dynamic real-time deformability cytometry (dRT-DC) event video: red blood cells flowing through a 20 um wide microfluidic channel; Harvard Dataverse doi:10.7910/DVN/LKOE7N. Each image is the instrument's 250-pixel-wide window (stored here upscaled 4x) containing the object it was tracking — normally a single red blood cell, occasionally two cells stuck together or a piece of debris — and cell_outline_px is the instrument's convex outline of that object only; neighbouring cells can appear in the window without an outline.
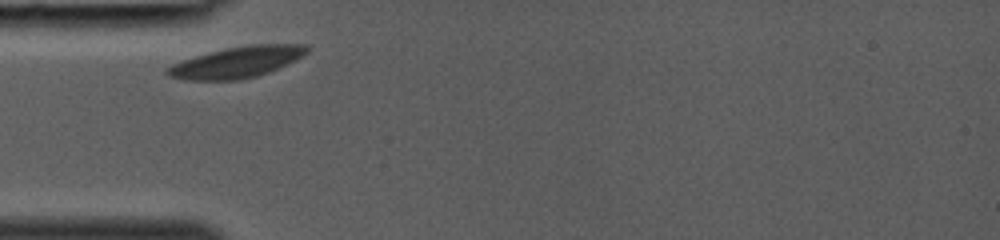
{"species": "common noctule bat (a hibernating species)", "species_latin": "Nyctalus noctula", "temperature_condition": "room temperature", "stored_images_in_passage": 23, "camera_frame_rate_fps": 3000, "um_per_image_px": 0.085, "animal": {"sex": "female", "body_mass_g": 19.0, "forearm_length_mm": 53.3}, "frame": {"image": 1, "passage_image": 1, "time_ms": 0.0, "image_size_px": [1000, 240], "cell_outline_px": [[308, 52], [304, 56], [288, 64], [268, 72], [256, 76], [240, 80], [184, 80], [168, 76], [164, 72], [164, 68], [172, 64], [196, 56], [228, 48], [252, 44], [304, 44], [308, 48]], "centroid_in_image_um": [20.13, 5.3], "position_along_channel_um": 64.9, "area_um2": 25.2}}
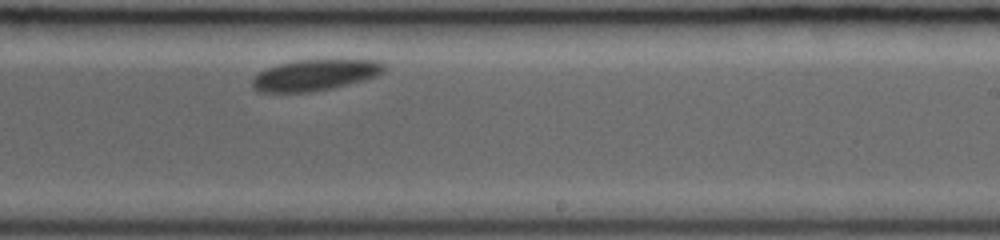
{"frame": {"image": 2, "passage_image": 14, "time_ms": 4.333, "image_size_px": [1000, 240], "cell_outline_px": [[388, 68], [384, 72], [376, 76], [332, 88], [308, 92], [260, 92], [252, 84], [252, 80], [264, 68], [296, 60], [384, 60]], "centroid_in_image_um": [26.83, 6.36], "position_along_channel_um": 262.2, "area_um2": 23.76}}
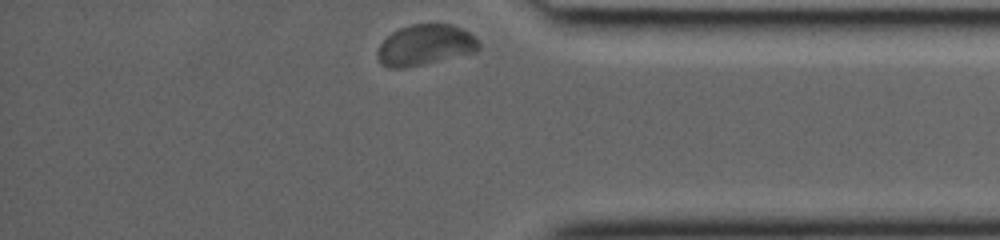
{"frame": {"image": 3, "passage_image": 23, "time_ms": 7.333, "image_size_px": [1000, 240], "cell_outline_px": [[480, 48], [476, 52], [404, 68], [388, 68], [380, 64], [376, 56], [376, 52], [380, 44], [392, 32], [400, 28], [412, 24], [452, 24], [468, 32], [480, 44]], "centroid_in_image_um": [36.1, 3.83], "position_along_channel_um": 399.1, "area_um2": 23.93}}